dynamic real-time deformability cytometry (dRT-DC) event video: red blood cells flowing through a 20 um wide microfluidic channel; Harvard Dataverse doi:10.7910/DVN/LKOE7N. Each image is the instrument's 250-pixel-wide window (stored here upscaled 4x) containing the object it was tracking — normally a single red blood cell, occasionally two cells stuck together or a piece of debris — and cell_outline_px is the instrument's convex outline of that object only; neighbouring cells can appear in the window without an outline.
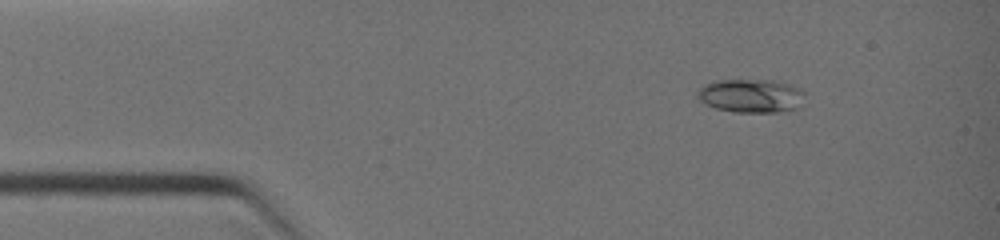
{"species": "common noctule bat (a hibernating species)", "species_latin": "Nyctalus noctula", "temperature_condition": "warm", "stored_images_in_passage": 6, "camera_frame_rate_fps": 3000, "um_per_image_px": 0.085, "animal": {"sex": "female", "body_mass_g": 19.0, "forearm_length_mm": 51.5}, "frame": {"image": 1, "passage_image": 2, "time_ms": 1.0, "image_size_px": [1000, 240], "cell_outline_px": [[804, 92], [796, 108], [780, 112], [736, 112], [716, 108], [704, 104], [696, 96], [700, 88], [704, 84], [712, 80], [772, 80], [788, 84], [800, 88]], "centroid_in_image_um": [63.77, 8.13], "position_along_channel_um": 21.2, "area_um2": 20.87}}
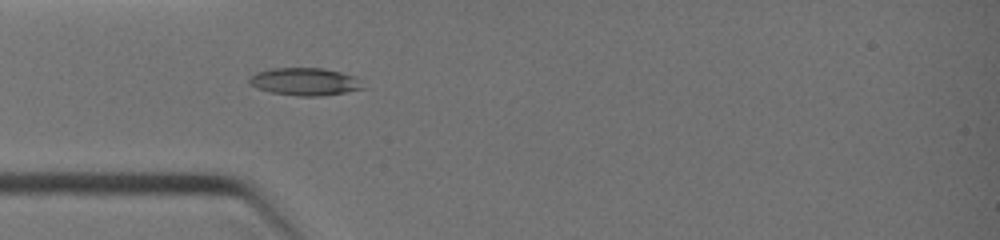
{"frame": {"image": 2, "passage_image": 6, "time_ms": 3.0, "image_size_px": [1000, 240], "cell_outline_px": [[364, 88], [344, 92], [320, 96], [296, 96], [268, 92], [256, 88], [248, 80], [256, 72], [272, 68], [324, 68], [356, 76]], "centroid_in_image_um": [25.89, 6.94], "position_along_channel_um": 59.1, "area_um2": 18.21}}